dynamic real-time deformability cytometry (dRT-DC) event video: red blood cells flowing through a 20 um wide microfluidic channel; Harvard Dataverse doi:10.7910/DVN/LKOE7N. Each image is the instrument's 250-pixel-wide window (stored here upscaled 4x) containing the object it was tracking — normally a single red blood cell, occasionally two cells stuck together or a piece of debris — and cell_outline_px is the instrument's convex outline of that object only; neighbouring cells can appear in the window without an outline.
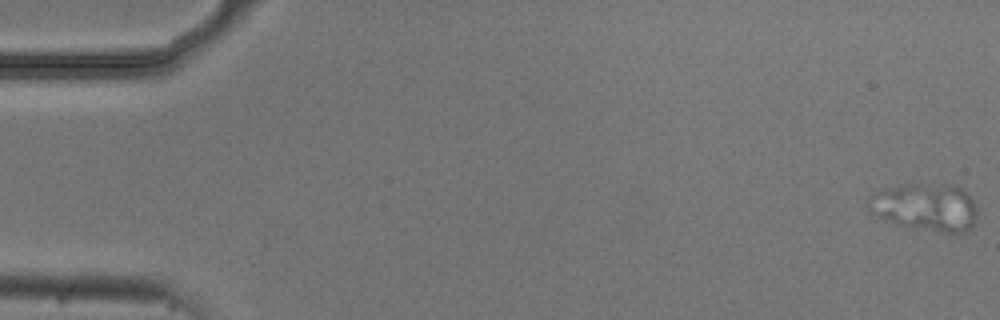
{"species": "common noctule bat (a hibernating species)", "species_latin": "Nyctalus noctula", "temperature_condition": "cold", "stored_images_in_passage": 21, "camera_frame_rate_fps": 3000, "um_per_image_px": 0.085, "animal": {"sex": "male", "body_mass_g": 20.5, "forearm_length_mm": 52.5}, "frame": {"image": 1, "passage_image": 1, "time_ms": 0.0, "image_size_px": [1000, 320], "cell_outline_px": [[976, 216], [972, 228], [964, 232], [944, 232], [912, 228], [896, 224], [868, 212], [864, 204], [872, 196], [888, 188], [904, 184], [952, 184], [960, 188], [972, 200], [976, 208]], "centroid_in_image_um": [78.64, 17.61], "position_along_channel_um": 6.4, "area_um2": 30.11}}
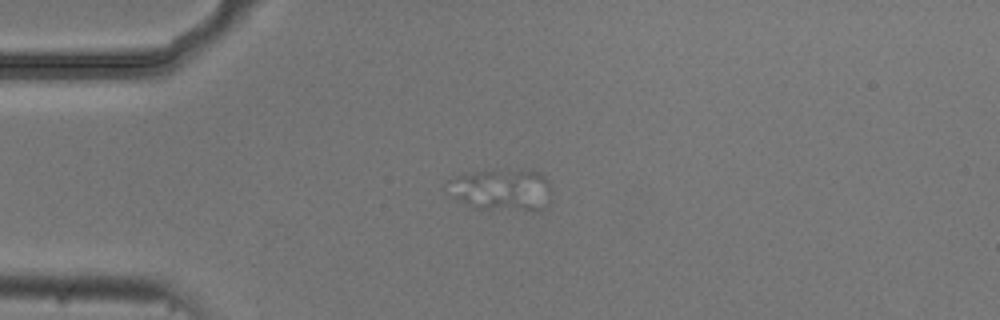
{"frame": {"image": 2, "passage_image": 14, "time_ms": 4.333, "image_size_px": [1000, 320], "cell_outline_px": [[552, 188], [548, 204], [544, 208], [476, 208], [444, 192], [444, 184], [448, 180], [464, 172], [492, 168], [540, 172], [548, 180]], "centroid_in_image_um": [42.55, 16.05], "position_along_channel_um": 42.4, "area_um2": 25.61}}